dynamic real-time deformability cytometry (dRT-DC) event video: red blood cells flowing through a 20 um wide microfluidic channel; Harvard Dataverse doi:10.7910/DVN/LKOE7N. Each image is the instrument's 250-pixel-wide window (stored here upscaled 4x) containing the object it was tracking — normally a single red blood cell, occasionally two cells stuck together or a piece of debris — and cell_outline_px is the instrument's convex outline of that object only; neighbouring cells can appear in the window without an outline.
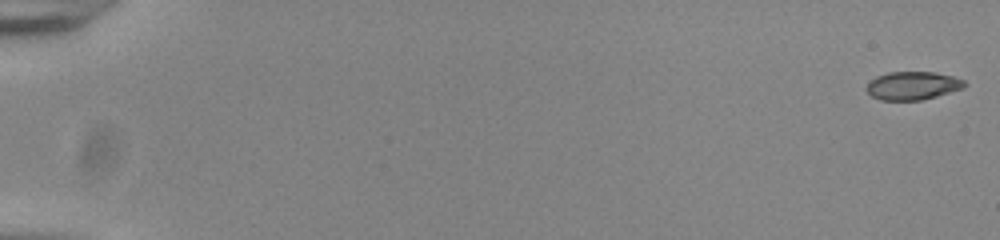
{"species": "common noctule bat (a hibernating species)", "species_latin": "Nyctalus noctula", "temperature_condition": "room temperature", "stored_images_in_passage": 55, "camera_frame_rate_fps": 3000, "um_per_image_px": 0.085, "animal": {"sex": "male", "body_mass_g": 20.0, "forearm_length_mm": 53.3}, "frame": {"image": 1, "passage_image": 1, "time_ms": 0.0, "image_size_px": [1000, 240], "cell_outline_px": [[968, 84], [964, 88], [936, 96], [920, 100], [880, 100], [872, 96], [864, 88], [876, 76], [888, 72], [936, 72], [952, 76], [964, 80]], "centroid_in_image_um": [77.59, 7.27], "position_along_channel_um": 7.4, "area_um2": 16.13}}
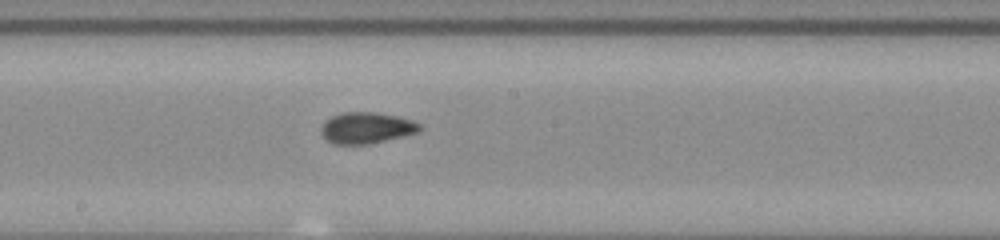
{"frame": {"image": 2, "passage_image": 32, "time_ms": 10.333, "image_size_px": [1000, 240], "cell_outline_px": [[424, 128], [420, 132], [368, 144], [332, 144], [324, 140], [320, 132], [320, 128], [332, 116], [340, 112], [372, 112], [396, 116], [412, 120], [420, 124]], "centroid_in_image_um": [31.14, 10.88], "position_along_channel_um": 217.1, "area_um2": 18.03}}
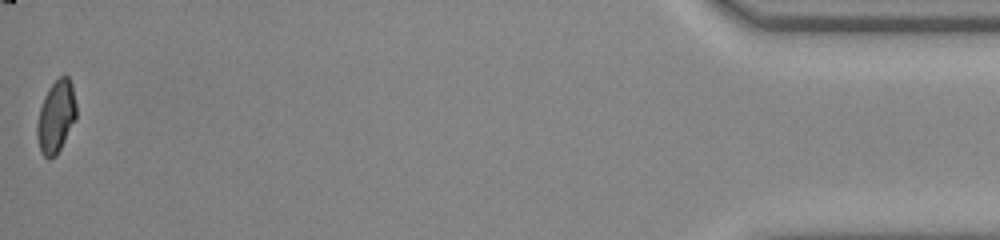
{"frame": {"image": 3, "passage_image": 55, "time_ms": 18.0, "image_size_px": [1000, 240], "cell_outline_px": [[76, 120], [56, 156], [48, 160], [40, 152], [36, 136], [36, 124], [40, 108], [44, 96], [48, 88], [64, 72], [68, 76], [72, 84], [76, 104]], "centroid_in_image_um": [4.76, 9.92], "position_along_channel_um": 430.4, "area_um2": 16.88}, "authors_computed_cell_mechanics": {"area_um2": 17.1666, "velocity_mm_per_s": 3.868, "shape_relaxation_time_tau1_ms": 9.5295, "shape_relaxation_time_tau2_ms": 1.1716, "deformation_change_tau1": 0.1748, "deformation_change_tau2": 0.0542}}